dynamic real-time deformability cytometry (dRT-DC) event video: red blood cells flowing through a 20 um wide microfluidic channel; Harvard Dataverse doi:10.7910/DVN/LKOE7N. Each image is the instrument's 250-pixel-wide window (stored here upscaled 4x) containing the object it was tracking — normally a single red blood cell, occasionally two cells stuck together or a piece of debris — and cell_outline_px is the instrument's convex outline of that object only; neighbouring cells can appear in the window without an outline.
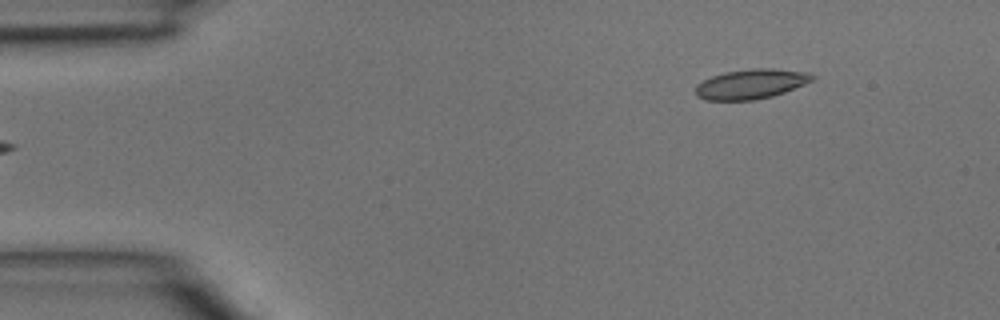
{"species": "common noctule bat (a hibernating species)", "species_latin": "Nyctalus noctula", "temperature_condition": "room temperature", "stored_images_in_passage": 2, "segment_of_instrument_passage": [2, 2], "camera_frame_rate_fps": 3000, "um_per_image_px": 0.085, "animal": {"sex": "male", "body_mass_g": 15.6}, "frame": {"image": 1, "passage_image": 2, "time_ms": 0.333, "image_size_px": [1000, 320], "cell_outline_px": [[816, 80], [784, 92], [772, 96], [752, 100], [704, 100], [696, 96], [696, 84], [712, 76], [724, 72], [752, 68], [772, 68], [808, 72], [816, 76]], "centroid_in_image_um": [63.86, 7.13], "position_along_channel_um": 21.1, "area_um2": 20.4}}